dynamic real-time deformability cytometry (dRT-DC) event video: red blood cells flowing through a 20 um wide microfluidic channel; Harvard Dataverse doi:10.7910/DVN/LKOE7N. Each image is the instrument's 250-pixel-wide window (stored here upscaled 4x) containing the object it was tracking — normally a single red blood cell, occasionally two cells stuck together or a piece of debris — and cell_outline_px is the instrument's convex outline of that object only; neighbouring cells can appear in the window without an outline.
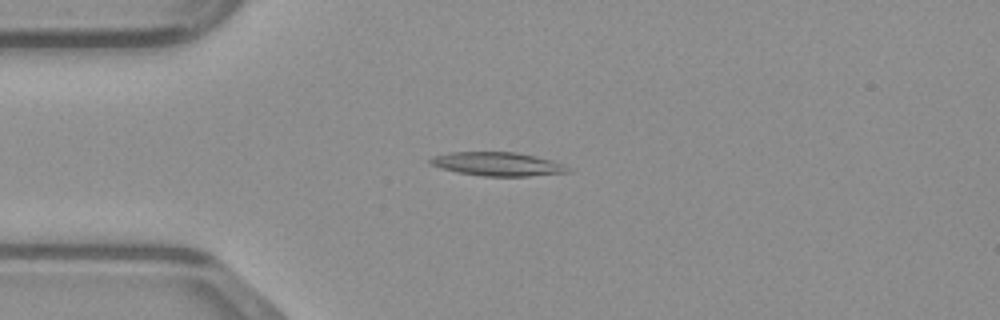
{"species": "common noctule bat (a hibernating species)", "species_latin": "Nyctalus noctula", "temperature_condition": "warm", "stored_images_in_passage": 48, "camera_frame_rate_fps": 3000, "um_per_image_px": 0.085, "animal": {"sex": "male", "body_mass_g": 23.1, "forearm_length_mm": 52.7}, "frame": {"image": 1, "passage_image": 12, "time_ms": 3.667, "image_size_px": [1000, 320], "cell_outline_px": [[572, 172], [528, 176], [484, 176], [456, 172], [440, 168], [428, 164], [428, 160], [432, 156], [448, 152], [516, 152], [536, 156], [552, 160], [564, 164], [572, 168]], "centroid_in_image_um": [42.29, 13.94], "position_along_channel_um": 42.7, "area_um2": 19.31}}
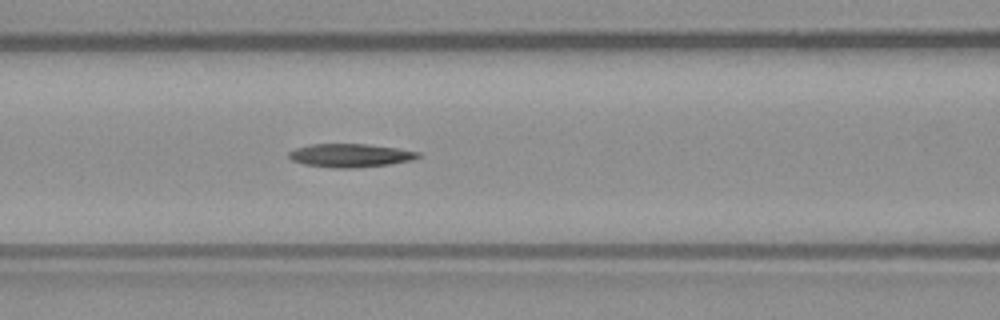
{"frame": {"image": 2, "passage_image": 20, "time_ms": 6.333, "image_size_px": [1000, 320], "cell_outline_px": [[424, 156], [412, 160], [388, 164], [352, 168], [332, 168], [304, 164], [292, 160], [288, 156], [288, 152], [296, 148], [308, 144], [368, 144], [396, 148], [420, 152]], "centroid_in_image_um": [29.78, 13.21], "position_along_channel_um": 136.8, "area_um2": 17.69}}
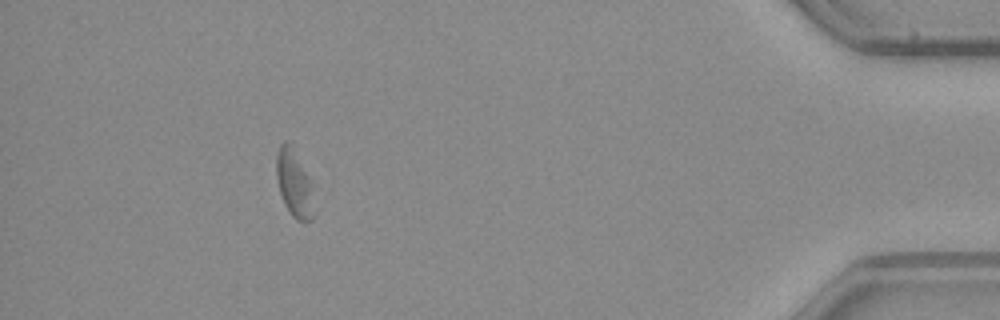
{"frame": {"image": 3, "passage_image": 44, "time_ms": 14.333, "image_size_px": [1000, 320], "cell_outline_px": [[316, 212], [312, 220], [296, 220], [292, 216], [284, 204], [280, 192], [276, 176], [276, 156], [280, 144], [284, 140], [292, 140], [308, 176]], "centroid_in_image_um": [25.0, 15.53], "position_along_channel_um": 410.2, "area_um2": 15.14}}